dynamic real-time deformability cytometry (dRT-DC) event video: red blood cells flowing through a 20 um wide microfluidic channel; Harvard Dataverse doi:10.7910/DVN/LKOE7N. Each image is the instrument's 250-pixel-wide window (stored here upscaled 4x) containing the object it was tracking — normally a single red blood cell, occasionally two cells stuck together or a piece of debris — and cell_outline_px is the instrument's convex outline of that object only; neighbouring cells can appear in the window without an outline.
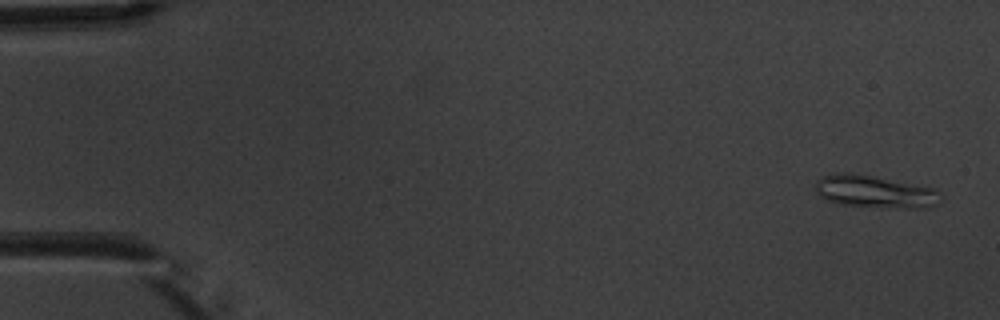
{"species": "common noctule bat (a hibernating species)", "species_latin": "Nyctalus noctula", "temperature_condition": "warm", "stored_images_in_passage": 5, "camera_frame_rate_fps": 3000, "um_per_image_px": 0.085, "animal": {"sex": "male", "body_mass_g": 20.1, "forearm_length_mm": 53.5}, "frame": {"image": 1, "passage_image": 1, "time_ms": 0.0, "image_size_px": [1000, 320], "cell_outline_px": [[936, 204], [928, 208], [896, 208], [840, 204], [828, 200], [820, 196], [816, 192], [816, 180], [820, 176], [836, 172], [848, 172], [872, 176], [936, 188]], "centroid_in_image_um": [74.28, 16.28], "position_along_channel_um": 10.7, "area_um2": 23.41}}
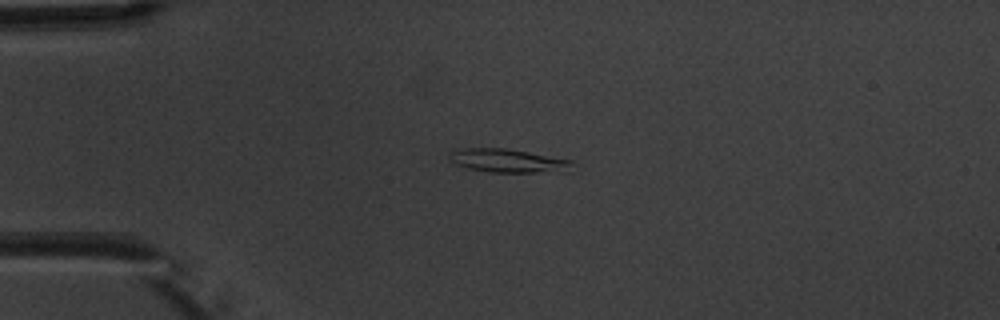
{"frame": {"image": 2, "passage_image": 4, "time_ms": 3.667, "image_size_px": [1000, 320], "cell_outline_px": [[572, 172], [488, 172], [468, 168], [456, 164], [448, 160], [448, 156], [452, 152], [464, 148], [504, 148], [528, 152], [572, 160]], "centroid_in_image_um": [43.22, 13.67], "position_along_channel_um": 41.8, "area_um2": 16.88}}